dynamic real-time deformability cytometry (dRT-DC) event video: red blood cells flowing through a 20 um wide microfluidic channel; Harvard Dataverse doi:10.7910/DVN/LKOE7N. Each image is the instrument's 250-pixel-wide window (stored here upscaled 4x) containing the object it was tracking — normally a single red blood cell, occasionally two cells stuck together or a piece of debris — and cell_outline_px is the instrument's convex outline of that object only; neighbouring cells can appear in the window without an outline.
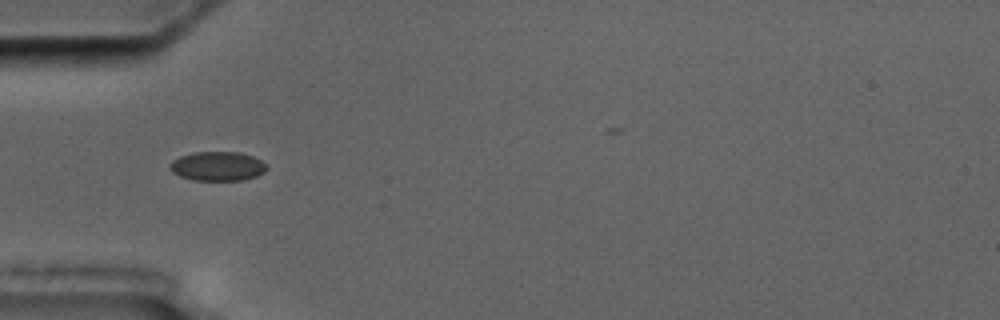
{"species": "common noctule bat (a hibernating species)", "species_latin": "Nyctalus noctula", "temperature_condition": "cold", "stored_images_in_passage": 11, "camera_frame_rate_fps": 3000, "um_per_image_px": 0.085, "animal": {"sex": "male", "body_mass_g": 17.5, "forearm_length_mm": 52.3}, "frame": {"image": 1, "passage_image": 5, "time_ms": 5.667, "image_size_px": [1000, 320], "cell_outline_px": [[268, 168], [264, 172], [256, 176], [244, 180], [192, 180], [180, 176], [172, 172], [168, 164], [172, 160], [180, 156], [192, 152], [240, 152], [252, 156], [268, 164]], "centroid_in_image_um": [18.49, 14.12], "position_along_channel_um": 66.5, "area_um2": 16.65}}
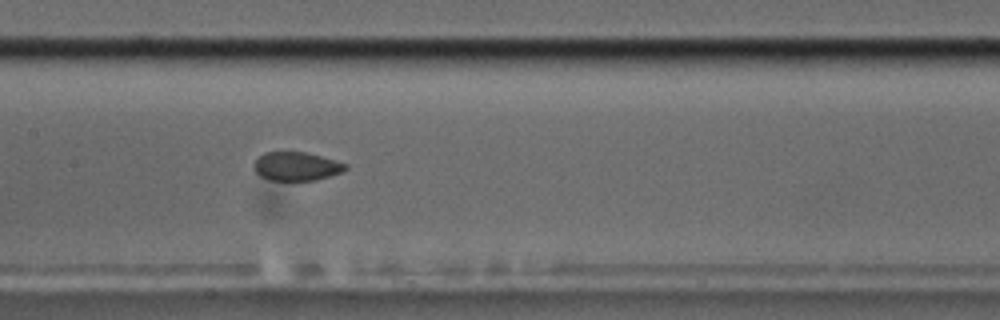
{"frame": {"image": 2, "passage_image": 8, "time_ms": 9.0, "image_size_px": [1000, 320], "cell_outline_px": [[348, 168], [340, 172], [316, 180], [268, 180], [260, 176], [252, 168], [252, 164], [264, 152], [304, 152], [320, 156], [348, 164]], "centroid_in_image_um": [25.15, 14.14], "position_along_channel_um": 182.2, "area_um2": 15.2}}